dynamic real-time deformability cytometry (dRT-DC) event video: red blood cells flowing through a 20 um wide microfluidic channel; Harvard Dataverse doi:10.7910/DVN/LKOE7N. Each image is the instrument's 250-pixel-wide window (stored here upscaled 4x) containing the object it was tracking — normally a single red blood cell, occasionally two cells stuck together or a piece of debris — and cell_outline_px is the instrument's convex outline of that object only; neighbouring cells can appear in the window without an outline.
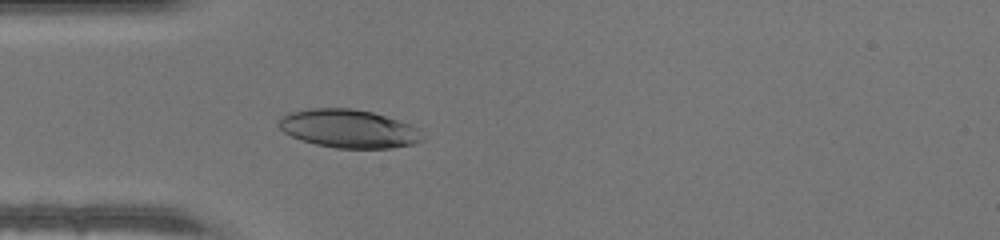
{"species": "human", "species_latin": "Homo sapiens", "temperature_condition": "warm", "stored_images_in_passage": 34, "camera_frame_rate_fps": 3000, "um_per_image_px": 0.085, "donor": {"sex": "male"}, "frame": {"image": 1, "passage_image": 1, "time_ms": 0.0, "image_size_px": [1000, 240], "cell_outline_px": [[404, 144], [380, 148], [348, 148], [324, 144], [308, 140], [296, 136], [288, 132], [292, 116], [300, 112], [368, 112], [380, 116], [388, 120]], "centroid_in_image_um": [29.33, 11.01], "position_along_channel_um": 55.7, "area_um2": 23.81}}
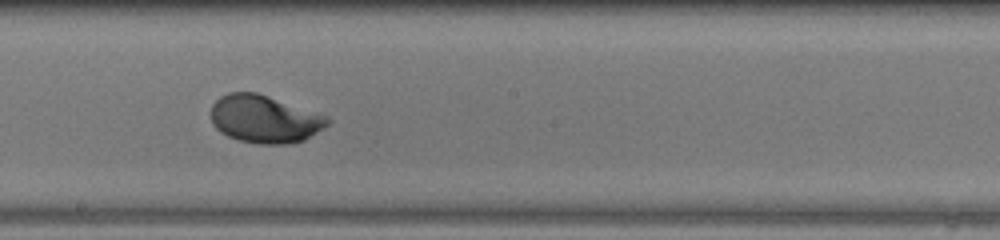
{"frame": {"image": 2, "passage_image": 13, "time_ms": 4.0, "image_size_px": [1000, 240], "cell_outline_px": [[324, 124], [300, 140], [248, 140], [232, 136], [224, 132], [216, 124], [212, 116], [212, 108], [224, 96], [236, 92], [248, 92], [264, 96]], "centroid_in_image_um": [22.17, 10.08], "position_along_channel_um": 226.0, "area_um2": 26.53}}
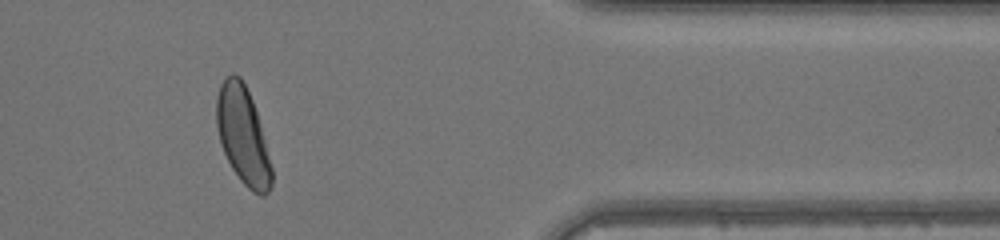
{"frame": {"image": 3, "passage_image": 26, "time_ms": 8.333, "image_size_px": [1000, 240], "cell_outline_px": [[272, 180], [268, 188], [264, 192], [256, 192], [236, 172], [224, 148], [220, 136], [216, 112], [220, 88], [224, 80], [228, 76], [236, 76], [244, 84], [248, 92], [256, 116], [272, 172]], "centroid_in_image_um": [20.63, 11.46], "position_along_channel_um": 390.8, "area_um2": 27.98}}